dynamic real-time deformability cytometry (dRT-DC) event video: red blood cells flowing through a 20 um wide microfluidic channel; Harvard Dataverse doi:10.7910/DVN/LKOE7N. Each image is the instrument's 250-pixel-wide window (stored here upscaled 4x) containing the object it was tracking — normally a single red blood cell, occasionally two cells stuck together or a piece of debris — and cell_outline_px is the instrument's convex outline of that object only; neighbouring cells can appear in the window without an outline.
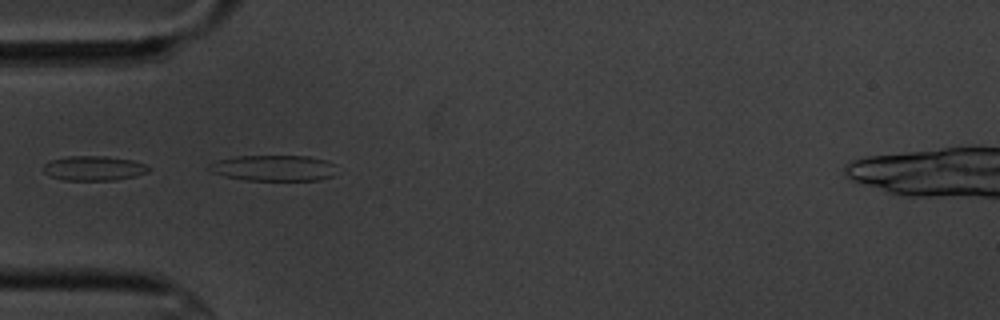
{"species": "common noctule bat (a hibernating species)", "species_latin": "Nyctalus noctula", "temperature_condition": "cold", "stored_images_in_passage": 6, "camera_frame_rate_fps": 3000, "um_per_image_px": 0.085, "animal": {"sex": "male", "body_mass_g": 20.1, "forearm_length_mm": 53.5}, "frame": {"image": 1, "passage_image": 5, "time_ms": 4.667, "image_size_px": [1000, 320], "cell_outline_px": [[336, 176], [320, 180], [244, 180], [224, 176], [212, 172], [208, 168], [208, 164], [216, 160], [236, 156], [308, 156], [328, 160], [332, 164]], "centroid_in_image_um": [23.25, 14.28], "position_along_channel_um": 61.7, "area_um2": 19.36}}